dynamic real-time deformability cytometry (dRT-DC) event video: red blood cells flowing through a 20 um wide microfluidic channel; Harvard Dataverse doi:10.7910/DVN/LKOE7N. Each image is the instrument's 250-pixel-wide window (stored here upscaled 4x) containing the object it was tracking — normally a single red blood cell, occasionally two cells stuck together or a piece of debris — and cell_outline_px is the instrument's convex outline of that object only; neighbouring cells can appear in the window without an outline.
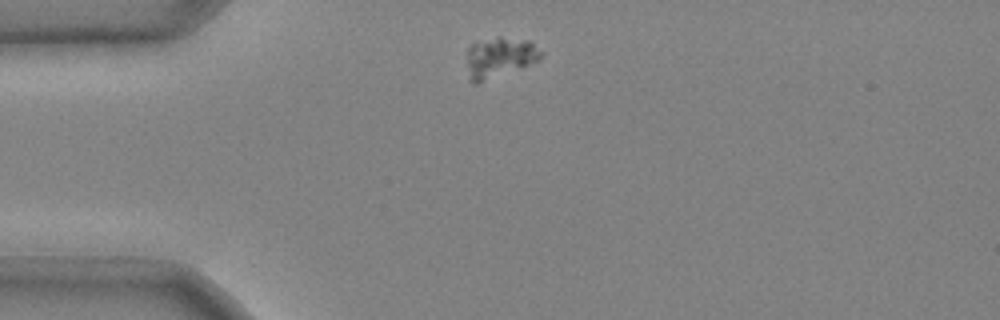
{"species": "common noctule bat (a hibernating species)", "species_latin": "Nyctalus noctula", "temperature_condition": "cold", "stored_images_in_passage": 1, "camera_frame_rate_fps": 3000, "um_per_image_px": 0.085, "animal": {"sex": "male", "body_mass_g": 20.4}, "frame": {"image": 1, "passage_image": 1, "time_ms": 0.0, "image_size_px": [1000, 320], "cell_outline_px": [[544, 52], [540, 60], [476, 84], [472, 80], [468, 64], [468, 48], [472, 44], [500, 36], [528, 40]], "centroid_in_image_um": [42.53, 4.84], "position_along_channel_um": 42.5, "area_um2": 16.94}}